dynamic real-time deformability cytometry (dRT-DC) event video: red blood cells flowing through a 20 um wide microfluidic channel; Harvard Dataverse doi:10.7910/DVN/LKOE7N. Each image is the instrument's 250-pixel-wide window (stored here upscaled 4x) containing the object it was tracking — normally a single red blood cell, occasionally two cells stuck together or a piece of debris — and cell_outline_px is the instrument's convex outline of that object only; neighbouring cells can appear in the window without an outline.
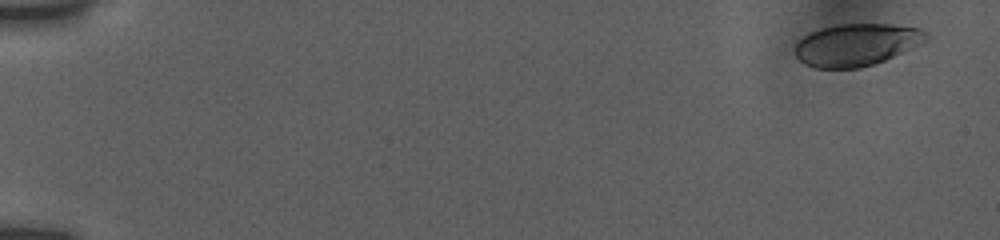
{"species": "human", "species_latin": "Homo sapiens", "temperature_condition": "room temperature", "stored_images_in_passage": 30, "camera_frame_rate_fps": 3000, "um_per_image_px": 0.085, "donor": {"sex": "female"}, "frame": {"image": 1, "passage_image": 1, "time_ms": 0.0, "image_size_px": [1000, 240], "cell_outline_px": [[928, 40], [920, 44], [884, 60], [860, 68], [816, 68], [804, 64], [796, 56], [796, 44], [804, 36], [820, 28], [836, 24], [888, 24], [920, 28], [928, 32]], "centroid_in_image_um": [72.81, 3.79], "position_along_channel_um": 12.2, "area_um2": 32.08}}
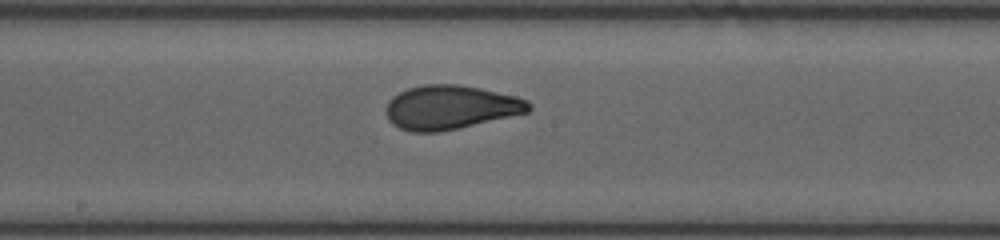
{"frame": {"image": 2, "passage_image": 15, "time_ms": 9.667, "image_size_px": [1000, 240], "cell_outline_px": [[532, 108], [528, 112], [440, 132], [412, 132], [400, 128], [392, 124], [388, 120], [384, 112], [384, 108], [388, 100], [392, 96], [408, 88], [424, 84], [460, 84], [480, 88], [516, 96], [528, 100], [532, 104]], "centroid_in_image_um": [38.25, 9.11], "position_along_channel_um": 210.0, "area_um2": 36.82}}
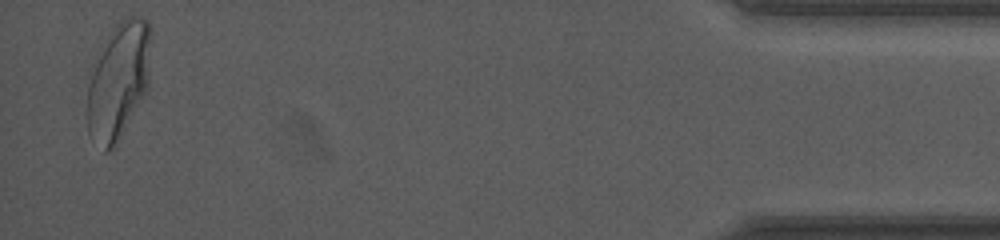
{"frame": {"image": 3, "passage_image": 29, "time_ms": 17.333, "image_size_px": [1000, 240], "cell_outline_px": [[152, 32], [148, 88], [116, 144], [108, 152], [104, 152], [88, 136], [88, 84], [100, 48], [104, 40], [112, 28], [120, 20], [128, 16], [144, 16], [148, 20], [152, 28]], "centroid_in_image_um": [10.1, 6.81], "position_along_channel_um": 425.1, "area_um2": 43.7}, "authors_computed_cell_mechanics": {"area_um2": 36.0961, "velocity_mm_per_s": 3.7666, "shape_relaxation_time_tau1_ms": 4.1714, "shape_relaxation_time_tau2_ms": null, "deformation_change_tau1": 0.1492, "deformation_change_tau2": null}}